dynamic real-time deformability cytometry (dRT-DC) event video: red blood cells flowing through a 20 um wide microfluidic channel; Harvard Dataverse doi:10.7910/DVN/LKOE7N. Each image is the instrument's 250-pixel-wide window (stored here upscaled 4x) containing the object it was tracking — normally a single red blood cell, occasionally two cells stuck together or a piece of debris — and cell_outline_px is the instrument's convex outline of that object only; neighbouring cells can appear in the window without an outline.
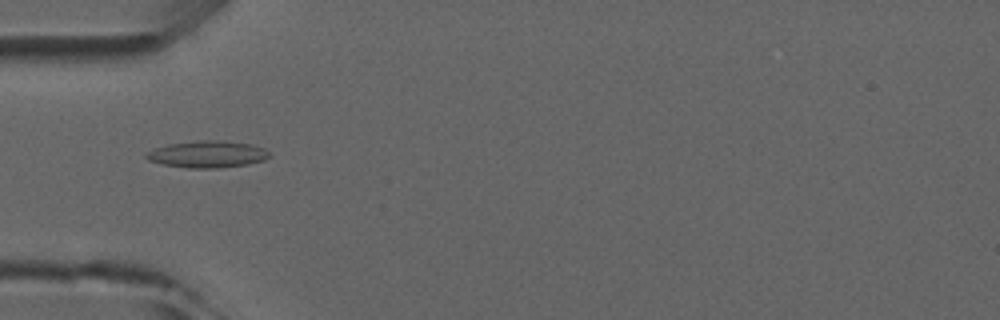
{"species": "common noctule bat (a hibernating species)", "species_latin": "Nyctalus noctula", "temperature_condition": "room temperature", "stored_images_in_passage": 7, "camera_frame_rate_fps": 3000, "um_per_image_px": 0.085, "animal": {"sex": "male", "forearm_length_mm": 52.5}, "frame": {"image": 1, "passage_image": 5, "time_ms": 4.667, "image_size_px": [1000, 320], "cell_outline_px": [[268, 156], [264, 160], [248, 164], [216, 168], [188, 168], [160, 164], [148, 160], [144, 156], [148, 152], [156, 148], [168, 144], [196, 140], [224, 140], [252, 144], [264, 148], [268, 152]], "centroid_in_image_um": [17.61, 13.1], "position_along_channel_um": 67.4, "area_um2": 19.31}}
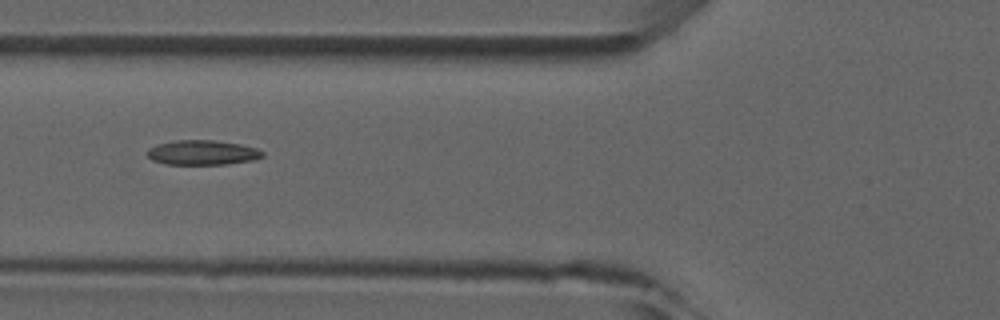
{"frame": {"image": 2, "passage_image": 6, "time_ms": 5.667, "image_size_px": [1000, 320], "cell_outline_px": [[264, 156], [252, 160], [228, 164], [164, 164], [152, 160], [144, 152], [148, 148], [156, 144], [176, 140], [212, 140], [240, 144], [256, 148], [264, 152]], "centroid_in_image_um": [17.16, 12.97], "position_along_channel_um": 108.6, "area_um2": 16.7}}
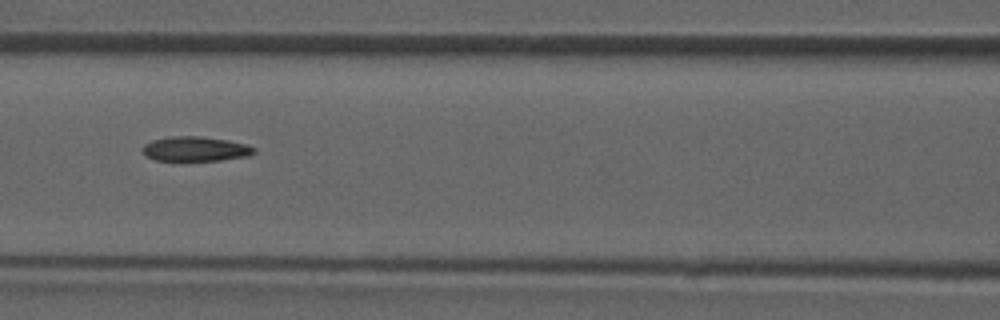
{"frame": {"image": 3, "passage_image": 7, "time_ms": 6.667, "image_size_px": [1000, 320], "cell_outline_px": [[256, 152], [248, 156], [220, 160], [180, 164], [156, 160], [148, 156], [140, 148], [144, 144], [152, 140], [172, 136], [200, 136], [228, 140], [248, 144], [256, 148]], "centroid_in_image_um": [16.6, 12.7], "position_along_channel_um": 150.0, "area_um2": 16.94}}